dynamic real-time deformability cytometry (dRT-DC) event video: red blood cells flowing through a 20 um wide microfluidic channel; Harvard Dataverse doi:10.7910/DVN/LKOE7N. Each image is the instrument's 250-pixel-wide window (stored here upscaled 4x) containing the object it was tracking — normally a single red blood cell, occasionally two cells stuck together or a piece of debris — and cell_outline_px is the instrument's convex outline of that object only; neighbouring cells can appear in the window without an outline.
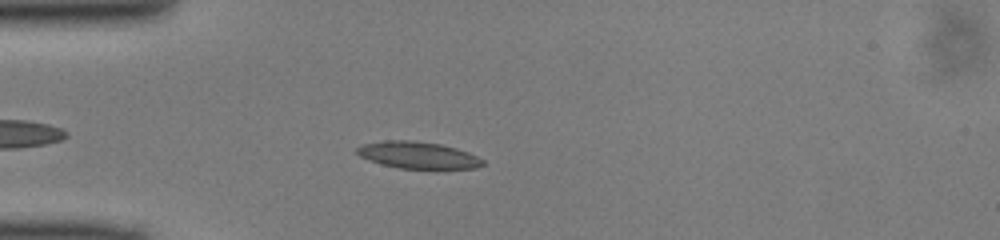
{"species": "common noctule bat (a hibernating species)", "species_latin": "Nyctalus noctula", "temperature_condition": "cold", "stored_images_in_passage": 39, "camera_frame_rate_fps": 3000, "um_per_image_px": 0.085, "animal": {"sex": "male", "body_mass_g": 13.0, "forearm_length_mm": 53.1}, "frame": {"image": 1, "passage_image": 7, "time_ms": 2.0, "image_size_px": [1000, 240], "cell_outline_px": [[484, 164], [476, 168], [400, 168], [368, 160], [360, 156], [356, 152], [356, 148], [360, 144], [384, 140], [412, 140], [440, 144], [456, 148], [468, 152], [484, 160]], "centroid_in_image_um": [35.49, 13.17], "position_along_channel_um": 49.5, "area_um2": 19.54}}
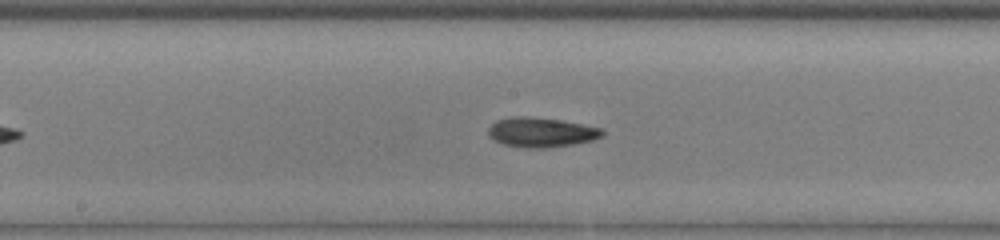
{"frame": {"image": 2, "passage_image": 19, "time_ms": 6.0, "image_size_px": [1000, 240], "cell_outline_px": [[604, 136], [592, 140], [572, 144], [548, 148], [524, 148], [504, 144], [492, 140], [488, 136], [488, 128], [496, 120], [512, 116], [528, 116], [560, 120], [604, 128]], "centroid_in_image_um": [45.99, 11.24], "position_along_channel_um": 202.2, "area_um2": 19.94}}
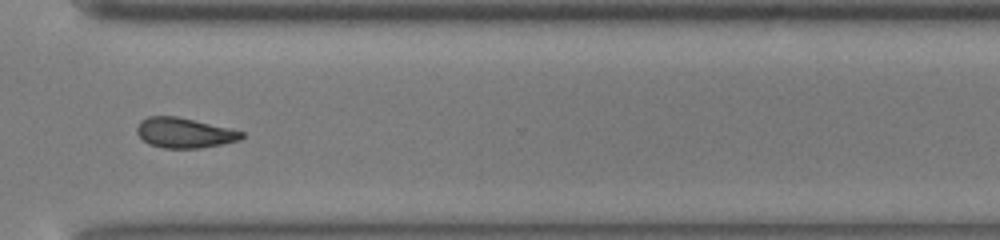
{"frame": {"image": 3, "passage_image": 30, "time_ms": 9.667, "image_size_px": [1000, 240], "cell_outline_px": [[244, 136], [240, 140], [200, 148], [164, 148], [148, 144], [136, 132], [136, 128], [140, 120], [148, 116], [176, 116], [232, 128], [244, 132]], "centroid_in_image_um": [15.67, 11.28], "position_along_channel_um": 354.9, "area_um2": 18.44}}